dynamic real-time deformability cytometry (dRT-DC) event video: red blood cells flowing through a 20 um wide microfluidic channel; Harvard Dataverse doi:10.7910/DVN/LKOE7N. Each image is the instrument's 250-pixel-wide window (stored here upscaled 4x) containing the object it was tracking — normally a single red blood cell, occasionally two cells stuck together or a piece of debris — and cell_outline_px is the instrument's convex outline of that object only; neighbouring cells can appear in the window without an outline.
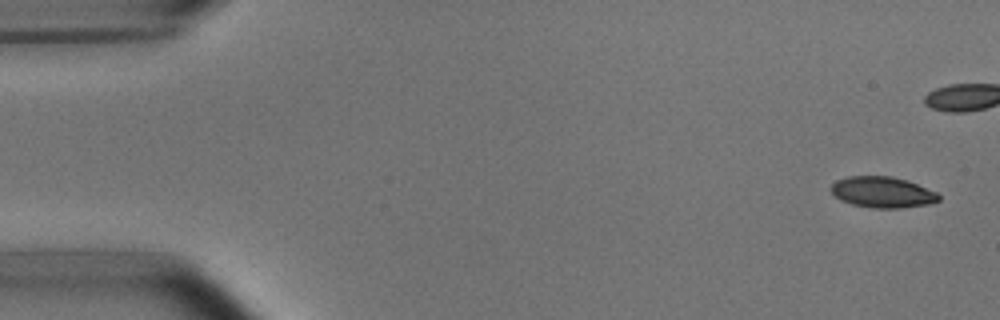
{"species": "common noctule bat (a hibernating species)", "species_latin": "Nyctalus noctula", "temperature_condition": "room temperature", "stored_images_in_passage": 6, "segment_of_instrument_passage": [1, 2], "camera_frame_rate_fps": 3000, "um_per_image_px": 0.085, "animal": {"sex": "male", "body_mass_g": 15.6}, "frame": {"image": 1, "passage_image": 1, "time_ms": 0.0, "image_size_px": [1000, 320], "cell_outline_px": [[940, 200], [928, 204], [900, 208], [872, 208], [852, 204], [840, 200], [828, 188], [836, 180], [848, 176], [892, 176], [908, 180], [936, 192], [940, 196]], "centroid_in_image_um": [74.99, 16.33], "position_along_channel_um": 10.0, "area_um2": 19.54}}
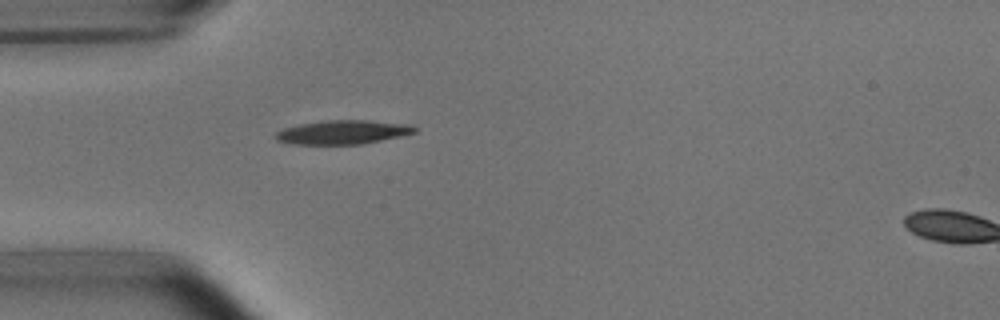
{"frame": {"image": 2, "passage_image": 5, "time_ms": 5.667, "image_size_px": [1000, 320], "cell_outline_px": [[416, 132], [404, 136], [364, 144], [292, 144], [276, 140], [276, 132], [284, 128], [300, 124], [328, 120], [364, 120], [412, 124], [416, 128]], "centroid_in_image_um": [29.2, 11.24], "position_along_channel_um": 55.8, "area_um2": 19.48}}